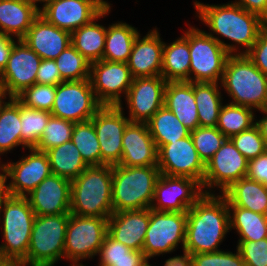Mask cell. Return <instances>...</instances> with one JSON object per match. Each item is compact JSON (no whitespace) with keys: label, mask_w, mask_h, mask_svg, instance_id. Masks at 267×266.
I'll use <instances>...</instances> for the list:
<instances>
[{"label":"cell","mask_w":267,"mask_h":266,"mask_svg":"<svg viewBox=\"0 0 267 266\" xmlns=\"http://www.w3.org/2000/svg\"><path fill=\"white\" fill-rule=\"evenodd\" d=\"M254 109L246 106L225 104L222 105L217 128L227 137L231 138L242 131L250 129L256 124Z\"/></svg>","instance_id":"74e56055"},{"label":"cell","mask_w":267,"mask_h":266,"mask_svg":"<svg viewBox=\"0 0 267 266\" xmlns=\"http://www.w3.org/2000/svg\"><path fill=\"white\" fill-rule=\"evenodd\" d=\"M0 266H24V264L13 259H6L4 257H0Z\"/></svg>","instance_id":"6f0895ef"},{"label":"cell","mask_w":267,"mask_h":266,"mask_svg":"<svg viewBox=\"0 0 267 266\" xmlns=\"http://www.w3.org/2000/svg\"><path fill=\"white\" fill-rule=\"evenodd\" d=\"M75 123L51 116L35 149L46 152L71 140Z\"/></svg>","instance_id":"b9f144b4"},{"label":"cell","mask_w":267,"mask_h":266,"mask_svg":"<svg viewBox=\"0 0 267 266\" xmlns=\"http://www.w3.org/2000/svg\"><path fill=\"white\" fill-rule=\"evenodd\" d=\"M133 79L127 63L103 59L91 63L89 80L102 105H122L121 94L124 93L126 97Z\"/></svg>","instance_id":"5bb4252c"},{"label":"cell","mask_w":267,"mask_h":266,"mask_svg":"<svg viewBox=\"0 0 267 266\" xmlns=\"http://www.w3.org/2000/svg\"><path fill=\"white\" fill-rule=\"evenodd\" d=\"M104 9L94 0H50L39 14L70 33L96 18Z\"/></svg>","instance_id":"ffe728a7"},{"label":"cell","mask_w":267,"mask_h":266,"mask_svg":"<svg viewBox=\"0 0 267 266\" xmlns=\"http://www.w3.org/2000/svg\"><path fill=\"white\" fill-rule=\"evenodd\" d=\"M230 231L237 230L238 240L258 241L267 238V220L264 214L242 207H228Z\"/></svg>","instance_id":"d590c367"},{"label":"cell","mask_w":267,"mask_h":266,"mask_svg":"<svg viewBox=\"0 0 267 266\" xmlns=\"http://www.w3.org/2000/svg\"><path fill=\"white\" fill-rule=\"evenodd\" d=\"M30 154L16 162L4 163L9 172L10 192L12 196L26 197L45 178L52 174L46 152L28 149Z\"/></svg>","instance_id":"d6986e66"},{"label":"cell","mask_w":267,"mask_h":266,"mask_svg":"<svg viewBox=\"0 0 267 266\" xmlns=\"http://www.w3.org/2000/svg\"><path fill=\"white\" fill-rule=\"evenodd\" d=\"M189 43V82L221 83L228 56L226 49L206 31L189 26L182 35Z\"/></svg>","instance_id":"ba28073f"},{"label":"cell","mask_w":267,"mask_h":266,"mask_svg":"<svg viewBox=\"0 0 267 266\" xmlns=\"http://www.w3.org/2000/svg\"><path fill=\"white\" fill-rule=\"evenodd\" d=\"M2 214V215H1ZM0 221L3 223V243L0 257L22 262L26 266V256L30 244L35 213L26 197L11 196L0 204Z\"/></svg>","instance_id":"8992f818"},{"label":"cell","mask_w":267,"mask_h":266,"mask_svg":"<svg viewBox=\"0 0 267 266\" xmlns=\"http://www.w3.org/2000/svg\"><path fill=\"white\" fill-rule=\"evenodd\" d=\"M204 194L202 185L195 179L160 174L150 209L187 212Z\"/></svg>","instance_id":"2e32d148"},{"label":"cell","mask_w":267,"mask_h":266,"mask_svg":"<svg viewBox=\"0 0 267 266\" xmlns=\"http://www.w3.org/2000/svg\"><path fill=\"white\" fill-rule=\"evenodd\" d=\"M139 31L126 22L112 23L107 28L103 60L127 63Z\"/></svg>","instance_id":"4dcf8cb0"},{"label":"cell","mask_w":267,"mask_h":266,"mask_svg":"<svg viewBox=\"0 0 267 266\" xmlns=\"http://www.w3.org/2000/svg\"><path fill=\"white\" fill-rule=\"evenodd\" d=\"M249 160L235 147L230 138L217 150L205 164L202 189L205 194H213L210 190L219 188L222 194L234 182L246 177ZM211 188V189H210Z\"/></svg>","instance_id":"7c38bea8"},{"label":"cell","mask_w":267,"mask_h":266,"mask_svg":"<svg viewBox=\"0 0 267 266\" xmlns=\"http://www.w3.org/2000/svg\"><path fill=\"white\" fill-rule=\"evenodd\" d=\"M15 42L17 41L14 38L0 34V73L7 65L10 51Z\"/></svg>","instance_id":"816d5d0a"},{"label":"cell","mask_w":267,"mask_h":266,"mask_svg":"<svg viewBox=\"0 0 267 266\" xmlns=\"http://www.w3.org/2000/svg\"><path fill=\"white\" fill-rule=\"evenodd\" d=\"M69 216L70 213L35 216L26 266H55L56 262L64 259Z\"/></svg>","instance_id":"52a82bcc"},{"label":"cell","mask_w":267,"mask_h":266,"mask_svg":"<svg viewBox=\"0 0 267 266\" xmlns=\"http://www.w3.org/2000/svg\"><path fill=\"white\" fill-rule=\"evenodd\" d=\"M26 198L35 216L70 213L71 180L51 174Z\"/></svg>","instance_id":"44dd1931"},{"label":"cell","mask_w":267,"mask_h":266,"mask_svg":"<svg viewBox=\"0 0 267 266\" xmlns=\"http://www.w3.org/2000/svg\"><path fill=\"white\" fill-rule=\"evenodd\" d=\"M192 266H245L239 252L220 251L192 254Z\"/></svg>","instance_id":"bcb514c9"},{"label":"cell","mask_w":267,"mask_h":266,"mask_svg":"<svg viewBox=\"0 0 267 266\" xmlns=\"http://www.w3.org/2000/svg\"><path fill=\"white\" fill-rule=\"evenodd\" d=\"M38 15L39 9L23 0H0V34L22 39Z\"/></svg>","instance_id":"4316f807"},{"label":"cell","mask_w":267,"mask_h":266,"mask_svg":"<svg viewBox=\"0 0 267 266\" xmlns=\"http://www.w3.org/2000/svg\"><path fill=\"white\" fill-rule=\"evenodd\" d=\"M146 124L157 150L164 144L188 137L191 132L165 106L161 107Z\"/></svg>","instance_id":"836d02e7"},{"label":"cell","mask_w":267,"mask_h":266,"mask_svg":"<svg viewBox=\"0 0 267 266\" xmlns=\"http://www.w3.org/2000/svg\"><path fill=\"white\" fill-rule=\"evenodd\" d=\"M98 256L99 265L146 266L149 263L143 251L132 250L109 234L105 237Z\"/></svg>","instance_id":"8d00e7d4"},{"label":"cell","mask_w":267,"mask_h":266,"mask_svg":"<svg viewBox=\"0 0 267 266\" xmlns=\"http://www.w3.org/2000/svg\"><path fill=\"white\" fill-rule=\"evenodd\" d=\"M246 177L256 180L267 187V151L249 160Z\"/></svg>","instance_id":"f907efd6"},{"label":"cell","mask_w":267,"mask_h":266,"mask_svg":"<svg viewBox=\"0 0 267 266\" xmlns=\"http://www.w3.org/2000/svg\"><path fill=\"white\" fill-rule=\"evenodd\" d=\"M237 5L241 6L248 12L261 16L266 9L267 0H235Z\"/></svg>","instance_id":"f5cc1de1"},{"label":"cell","mask_w":267,"mask_h":266,"mask_svg":"<svg viewBox=\"0 0 267 266\" xmlns=\"http://www.w3.org/2000/svg\"><path fill=\"white\" fill-rule=\"evenodd\" d=\"M237 244L236 249L245 266H267V238L258 241L238 240Z\"/></svg>","instance_id":"7dc6e473"},{"label":"cell","mask_w":267,"mask_h":266,"mask_svg":"<svg viewBox=\"0 0 267 266\" xmlns=\"http://www.w3.org/2000/svg\"><path fill=\"white\" fill-rule=\"evenodd\" d=\"M22 40L41 59L55 60L71 44V33L52 25L39 14Z\"/></svg>","instance_id":"d4e9b609"},{"label":"cell","mask_w":267,"mask_h":266,"mask_svg":"<svg viewBox=\"0 0 267 266\" xmlns=\"http://www.w3.org/2000/svg\"><path fill=\"white\" fill-rule=\"evenodd\" d=\"M190 136L199 157L205 164L214 156L227 139L217 127L199 126L190 132Z\"/></svg>","instance_id":"7bdbcfd3"},{"label":"cell","mask_w":267,"mask_h":266,"mask_svg":"<svg viewBox=\"0 0 267 266\" xmlns=\"http://www.w3.org/2000/svg\"><path fill=\"white\" fill-rule=\"evenodd\" d=\"M157 166L160 174L189 177L202 185L205 163L199 157L190 135L161 146L157 151Z\"/></svg>","instance_id":"e0dca14e"},{"label":"cell","mask_w":267,"mask_h":266,"mask_svg":"<svg viewBox=\"0 0 267 266\" xmlns=\"http://www.w3.org/2000/svg\"><path fill=\"white\" fill-rule=\"evenodd\" d=\"M157 28L134 40L127 62L133 78L161 76L164 42Z\"/></svg>","instance_id":"7402d4cb"},{"label":"cell","mask_w":267,"mask_h":266,"mask_svg":"<svg viewBox=\"0 0 267 266\" xmlns=\"http://www.w3.org/2000/svg\"><path fill=\"white\" fill-rule=\"evenodd\" d=\"M190 62L189 43L183 36L169 45L164 42L161 75L167 82H189Z\"/></svg>","instance_id":"f546056e"},{"label":"cell","mask_w":267,"mask_h":266,"mask_svg":"<svg viewBox=\"0 0 267 266\" xmlns=\"http://www.w3.org/2000/svg\"><path fill=\"white\" fill-rule=\"evenodd\" d=\"M260 113L264 115L260 120L256 119V125L259 127L261 135L265 141L266 147H267V107L259 110ZM266 115V116H265Z\"/></svg>","instance_id":"9f6ffc18"},{"label":"cell","mask_w":267,"mask_h":266,"mask_svg":"<svg viewBox=\"0 0 267 266\" xmlns=\"http://www.w3.org/2000/svg\"><path fill=\"white\" fill-rule=\"evenodd\" d=\"M63 81L55 60L42 59L37 71L36 84L58 85Z\"/></svg>","instance_id":"681fc988"},{"label":"cell","mask_w":267,"mask_h":266,"mask_svg":"<svg viewBox=\"0 0 267 266\" xmlns=\"http://www.w3.org/2000/svg\"><path fill=\"white\" fill-rule=\"evenodd\" d=\"M264 217H265L266 220H267V203H266V211H265V213H264Z\"/></svg>","instance_id":"6125c7cd"},{"label":"cell","mask_w":267,"mask_h":266,"mask_svg":"<svg viewBox=\"0 0 267 266\" xmlns=\"http://www.w3.org/2000/svg\"><path fill=\"white\" fill-rule=\"evenodd\" d=\"M46 153L54 175L73 180L88 167L71 140L47 150Z\"/></svg>","instance_id":"d6a6232c"},{"label":"cell","mask_w":267,"mask_h":266,"mask_svg":"<svg viewBox=\"0 0 267 266\" xmlns=\"http://www.w3.org/2000/svg\"><path fill=\"white\" fill-rule=\"evenodd\" d=\"M42 59L22 39L13 44L6 67L0 73V89L5 98L16 97L36 83Z\"/></svg>","instance_id":"4fadbf2b"},{"label":"cell","mask_w":267,"mask_h":266,"mask_svg":"<svg viewBox=\"0 0 267 266\" xmlns=\"http://www.w3.org/2000/svg\"><path fill=\"white\" fill-rule=\"evenodd\" d=\"M150 221V208L113 212L108 218V234L132 250L142 251Z\"/></svg>","instance_id":"cb8c5ba5"},{"label":"cell","mask_w":267,"mask_h":266,"mask_svg":"<svg viewBox=\"0 0 267 266\" xmlns=\"http://www.w3.org/2000/svg\"><path fill=\"white\" fill-rule=\"evenodd\" d=\"M56 96V85L33 84L15 98L23 105L51 112Z\"/></svg>","instance_id":"ee69618b"},{"label":"cell","mask_w":267,"mask_h":266,"mask_svg":"<svg viewBox=\"0 0 267 266\" xmlns=\"http://www.w3.org/2000/svg\"><path fill=\"white\" fill-rule=\"evenodd\" d=\"M229 230L227 199L222 194H204L187 211L184 249L191 254L220 251Z\"/></svg>","instance_id":"7a4b0ae2"},{"label":"cell","mask_w":267,"mask_h":266,"mask_svg":"<svg viewBox=\"0 0 267 266\" xmlns=\"http://www.w3.org/2000/svg\"><path fill=\"white\" fill-rule=\"evenodd\" d=\"M231 141L236 149L247 159L256 158L267 151L259 127L255 124L250 129L232 136Z\"/></svg>","instance_id":"f6af8a7d"},{"label":"cell","mask_w":267,"mask_h":266,"mask_svg":"<svg viewBox=\"0 0 267 266\" xmlns=\"http://www.w3.org/2000/svg\"><path fill=\"white\" fill-rule=\"evenodd\" d=\"M187 212L156 211L150 209V221L142 251L149 260L154 256L185 246Z\"/></svg>","instance_id":"30bf717a"},{"label":"cell","mask_w":267,"mask_h":266,"mask_svg":"<svg viewBox=\"0 0 267 266\" xmlns=\"http://www.w3.org/2000/svg\"><path fill=\"white\" fill-rule=\"evenodd\" d=\"M194 7L198 14L196 16L212 31L208 34L215 38L230 55L246 54L263 28L259 15L248 12L232 1L222 5H209L196 0ZM215 34L233 41L235 45L225 43L219 36H214ZM240 45L244 48L242 51Z\"/></svg>","instance_id":"6da1fadb"},{"label":"cell","mask_w":267,"mask_h":266,"mask_svg":"<svg viewBox=\"0 0 267 266\" xmlns=\"http://www.w3.org/2000/svg\"><path fill=\"white\" fill-rule=\"evenodd\" d=\"M71 141L88 166L101 165V150L97 133L91 120L75 123Z\"/></svg>","instance_id":"f35d334b"},{"label":"cell","mask_w":267,"mask_h":266,"mask_svg":"<svg viewBox=\"0 0 267 266\" xmlns=\"http://www.w3.org/2000/svg\"><path fill=\"white\" fill-rule=\"evenodd\" d=\"M23 1L24 2H28L30 4H33L36 8H38L40 10V8L38 7L37 3H39V2L42 3L43 2L42 7H44V5H46L50 0H23Z\"/></svg>","instance_id":"680465c9"},{"label":"cell","mask_w":267,"mask_h":266,"mask_svg":"<svg viewBox=\"0 0 267 266\" xmlns=\"http://www.w3.org/2000/svg\"><path fill=\"white\" fill-rule=\"evenodd\" d=\"M166 83L162 75L133 79L125 97L131 122L146 123L164 106Z\"/></svg>","instance_id":"ac0fdd59"},{"label":"cell","mask_w":267,"mask_h":266,"mask_svg":"<svg viewBox=\"0 0 267 266\" xmlns=\"http://www.w3.org/2000/svg\"><path fill=\"white\" fill-rule=\"evenodd\" d=\"M112 213V166H88L71 180L70 214L109 218Z\"/></svg>","instance_id":"3957f363"},{"label":"cell","mask_w":267,"mask_h":266,"mask_svg":"<svg viewBox=\"0 0 267 266\" xmlns=\"http://www.w3.org/2000/svg\"><path fill=\"white\" fill-rule=\"evenodd\" d=\"M157 147L146 123L130 122L122 138V158L118 165L145 167L157 165Z\"/></svg>","instance_id":"603a6c76"},{"label":"cell","mask_w":267,"mask_h":266,"mask_svg":"<svg viewBox=\"0 0 267 266\" xmlns=\"http://www.w3.org/2000/svg\"><path fill=\"white\" fill-rule=\"evenodd\" d=\"M260 17H261L263 27L267 28V4H266L265 12Z\"/></svg>","instance_id":"94428289"},{"label":"cell","mask_w":267,"mask_h":266,"mask_svg":"<svg viewBox=\"0 0 267 266\" xmlns=\"http://www.w3.org/2000/svg\"><path fill=\"white\" fill-rule=\"evenodd\" d=\"M219 84L232 98L231 104L258 111L267 107V75L246 54L228 56Z\"/></svg>","instance_id":"277c9868"},{"label":"cell","mask_w":267,"mask_h":266,"mask_svg":"<svg viewBox=\"0 0 267 266\" xmlns=\"http://www.w3.org/2000/svg\"><path fill=\"white\" fill-rule=\"evenodd\" d=\"M222 195L227 199L228 207H242L260 214L266 211L267 187L256 180L243 177Z\"/></svg>","instance_id":"f1b7e54d"},{"label":"cell","mask_w":267,"mask_h":266,"mask_svg":"<svg viewBox=\"0 0 267 266\" xmlns=\"http://www.w3.org/2000/svg\"><path fill=\"white\" fill-rule=\"evenodd\" d=\"M159 175L157 165L112 166L113 212L150 208Z\"/></svg>","instance_id":"5b68a950"},{"label":"cell","mask_w":267,"mask_h":266,"mask_svg":"<svg viewBox=\"0 0 267 266\" xmlns=\"http://www.w3.org/2000/svg\"><path fill=\"white\" fill-rule=\"evenodd\" d=\"M51 116L49 111L29 108L20 103L22 147H36Z\"/></svg>","instance_id":"ab89813d"},{"label":"cell","mask_w":267,"mask_h":266,"mask_svg":"<svg viewBox=\"0 0 267 266\" xmlns=\"http://www.w3.org/2000/svg\"><path fill=\"white\" fill-rule=\"evenodd\" d=\"M0 101V155L21 144L20 102L15 97Z\"/></svg>","instance_id":"1f68e13d"},{"label":"cell","mask_w":267,"mask_h":266,"mask_svg":"<svg viewBox=\"0 0 267 266\" xmlns=\"http://www.w3.org/2000/svg\"><path fill=\"white\" fill-rule=\"evenodd\" d=\"M164 106L190 131L199 127L194 82H167L164 91Z\"/></svg>","instance_id":"484cf974"},{"label":"cell","mask_w":267,"mask_h":266,"mask_svg":"<svg viewBox=\"0 0 267 266\" xmlns=\"http://www.w3.org/2000/svg\"><path fill=\"white\" fill-rule=\"evenodd\" d=\"M110 11L111 8L104 9L91 22L71 33V45L84 56L90 64L103 59L107 27L96 22L100 18L106 17Z\"/></svg>","instance_id":"83f0119b"},{"label":"cell","mask_w":267,"mask_h":266,"mask_svg":"<svg viewBox=\"0 0 267 266\" xmlns=\"http://www.w3.org/2000/svg\"><path fill=\"white\" fill-rule=\"evenodd\" d=\"M0 204L4 202L6 199L10 198V184L7 183V179L9 178V172L5 164L0 161Z\"/></svg>","instance_id":"db71d44e"},{"label":"cell","mask_w":267,"mask_h":266,"mask_svg":"<svg viewBox=\"0 0 267 266\" xmlns=\"http://www.w3.org/2000/svg\"><path fill=\"white\" fill-rule=\"evenodd\" d=\"M3 94H2V91H1V89H0V101L3 99Z\"/></svg>","instance_id":"be15d7a7"},{"label":"cell","mask_w":267,"mask_h":266,"mask_svg":"<svg viewBox=\"0 0 267 266\" xmlns=\"http://www.w3.org/2000/svg\"><path fill=\"white\" fill-rule=\"evenodd\" d=\"M103 105L97 100L89 79L63 81L56 85L51 115L74 123L90 120Z\"/></svg>","instance_id":"8fae6325"},{"label":"cell","mask_w":267,"mask_h":266,"mask_svg":"<svg viewBox=\"0 0 267 266\" xmlns=\"http://www.w3.org/2000/svg\"><path fill=\"white\" fill-rule=\"evenodd\" d=\"M246 56L261 72L267 75V28L263 27L260 30L256 42Z\"/></svg>","instance_id":"c3c4849f"},{"label":"cell","mask_w":267,"mask_h":266,"mask_svg":"<svg viewBox=\"0 0 267 266\" xmlns=\"http://www.w3.org/2000/svg\"><path fill=\"white\" fill-rule=\"evenodd\" d=\"M108 234V218L70 214L66 228L64 258L71 266H85L83 259L95 257Z\"/></svg>","instance_id":"9c48e42d"},{"label":"cell","mask_w":267,"mask_h":266,"mask_svg":"<svg viewBox=\"0 0 267 266\" xmlns=\"http://www.w3.org/2000/svg\"><path fill=\"white\" fill-rule=\"evenodd\" d=\"M64 81L89 79L91 64L71 44L55 59Z\"/></svg>","instance_id":"60d3db41"},{"label":"cell","mask_w":267,"mask_h":266,"mask_svg":"<svg viewBox=\"0 0 267 266\" xmlns=\"http://www.w3.org/2000/svg\"><path fill=\"white\" fill-rule=\"evenodd\" d=\"M96 1L103 9H109L111 8V4L104 0H94Z\"/></svg>","instance_id":"91938a15"},{"label":"cell","mask_w":267,"mask_h":266,"mask_svg":"<svg viewBox=\"0 0 267 266\" xmlns=\"http://www.w3.org/2000/svg\"><path fill=\"white\" fill-rule=\"evenodd\" d=\"M218 83L194 82V98L200 127H217L223 105Z\"/></svg>","instance_id":"e575fe53"},{"label":"cell","mask_w":267,"mask_h":266,"mask_svg":"<svg viewBox=\"0 0 267 266\" xmlns=\"http://www.w3.org/2000/svg\"><path fill=\"white\" fill-rule=\"evenodd\" d=\"M122 105H103L90 119L95 127L100 150L101 165H118L122 158V138L131 122L123 114Z\"/></svg>","instance_id":"9a60e30c"},{"label":"cell","mask_w":267,"mask_h":266,"mask_svg":"<svg viewBox=\"0 0 267 266\" xmlns=\"http://www.w3.org/2000/svg\"><path fill=\"white\" fill-rule=\"evenodd\" d=\"M163 266H192V254L183 249V255L166 259Z\"/></svg>","instance_id":"11a10c76"}]
</instances>
